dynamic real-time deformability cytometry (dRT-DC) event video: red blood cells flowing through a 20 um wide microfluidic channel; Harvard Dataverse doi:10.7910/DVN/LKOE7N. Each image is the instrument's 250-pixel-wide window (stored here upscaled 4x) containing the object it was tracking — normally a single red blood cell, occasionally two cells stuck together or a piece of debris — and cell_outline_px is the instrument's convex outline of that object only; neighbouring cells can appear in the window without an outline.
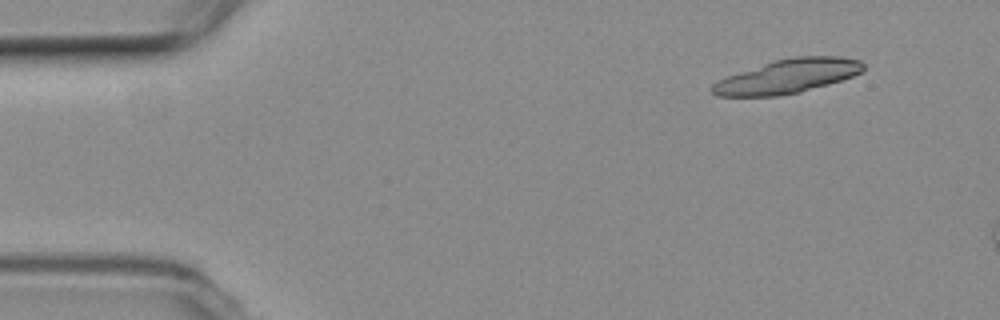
{"species": "common noctule bat (a hibernating species)", "species_latin": "Nyctalus noctula", "temperature_condition": "room temperature", "stored_images_in_passage": 4, "camera_frame_rate_fps": 3000, "um_per_image_px": 0.085, "animal": {"sex": "female", "body_mass_g": 19.3, "forearm_length_mm": 54.1}, "frame": {"image": 1, "passage_image": 1, "time_ms": 0.0, "image_size_px": [1000, 320], "cell_outline_px": [[864, 68], [860, 72], [852, 76], [828, 84], [800, 92], [780, 96], [716, 96], [712, 92], [712, 84], [728, 76], [776, 60], [792, 56], [840, 56], [860, 60], [864, 64]], "centroid_in_image_um": [66.98, 6.48], "position_along_channel_um": 18.0, "area_um2": 29.54}}